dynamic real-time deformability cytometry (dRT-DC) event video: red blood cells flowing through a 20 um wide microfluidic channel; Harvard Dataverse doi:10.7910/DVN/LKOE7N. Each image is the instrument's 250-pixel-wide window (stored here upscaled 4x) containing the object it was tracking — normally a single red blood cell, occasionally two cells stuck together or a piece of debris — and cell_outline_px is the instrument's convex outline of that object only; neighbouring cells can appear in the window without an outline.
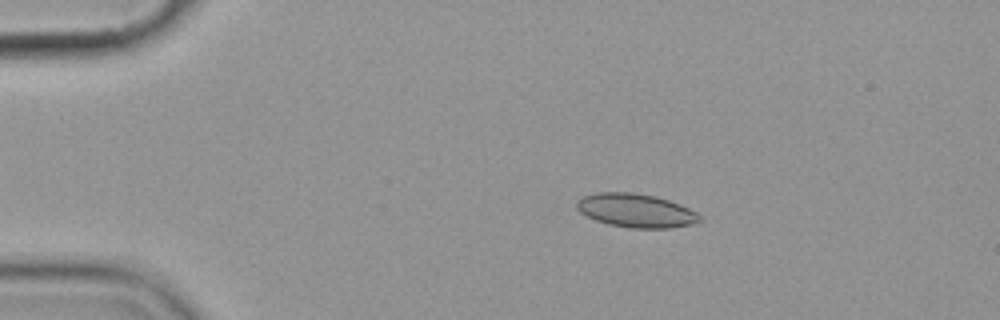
{"species": "common noctule bat (a hibernating species)", "species_latin": "Nyctalus noctula", "temperature_condition": "cold", "stored_images_in_passage": 2, "camera_frame_rate_fps": 3000, "um_per_image_px": 0.085, "animal": {"sex": "female", "body_mass_g": 19.9}, "frame": {"image": 1, "passage_image": 1, "time_ms": 0.0, "image_size_px": [1000, 320], "cell_outline_px": [[704, 220], [692, 224], [668, 228], [632, 228], [608, 224], [596, 220], [580, 212], [576, 208], [576, 204], [584, 196], [596, 192], [632, 192], [656, 196], [680, 204], [696, 212]], "centroid_in_image_um": [54.07, 17.89], "position_along_channel_um": 30.9, "area_um2": 24.04}}